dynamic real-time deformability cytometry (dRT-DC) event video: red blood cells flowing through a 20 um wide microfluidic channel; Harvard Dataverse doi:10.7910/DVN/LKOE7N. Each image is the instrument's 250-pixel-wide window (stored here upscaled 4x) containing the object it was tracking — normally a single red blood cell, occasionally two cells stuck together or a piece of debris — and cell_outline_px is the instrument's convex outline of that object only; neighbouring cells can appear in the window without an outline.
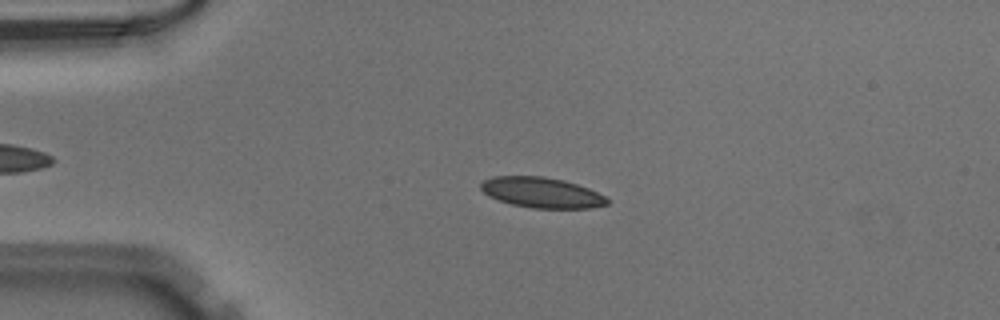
{"species": "Egyptian fruit bat (a non-hibernating species)", "species_latin": "Rousettus aegyptiacus", "temperature_condition": "warm", "stored_images_in_passage": 50, "camera_frame_rate_fps": 3000, "um_per_image_px": 0.085, "animal": {"sex": "male"}, "frame": {"image": 1, "passage_image": 11, "time_ms": 3.333, "image_size_px": [1000, 320], "cell_outline_px": [[608, 204], [588, 208], [532, 208], [512, 204], [488, 196], [480, 188], [480, 184], [484, 180], [492, 176], [544, 176], [564, 180], [588, 188], [604, 196], [608, 200]], "centroid_in_image_um": [46.01, 16.36], "position_along_channel_um": 39.0, "area_um2": 22.25}}
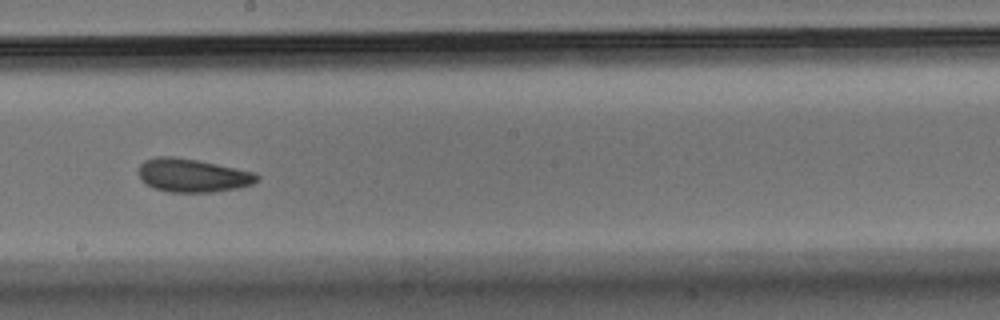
{"frame": {"image": 2, "passage_image": 28, "time_ms": 9.0, "image_size_px": [1000, 320], "cell_outline_px": [[260, 176], [252, 184], [236, 188], [212, 192], [168, 192], [156, 188], [148, 184], [140, 176], [140, 164], [144, 160], [156, 156], [172, 156], [196, 160], [256, 172]], "centroid_in_image_um": [16.39, 14.9], "position_along_channel_um": 231.8, "area_um2": 22.72}}
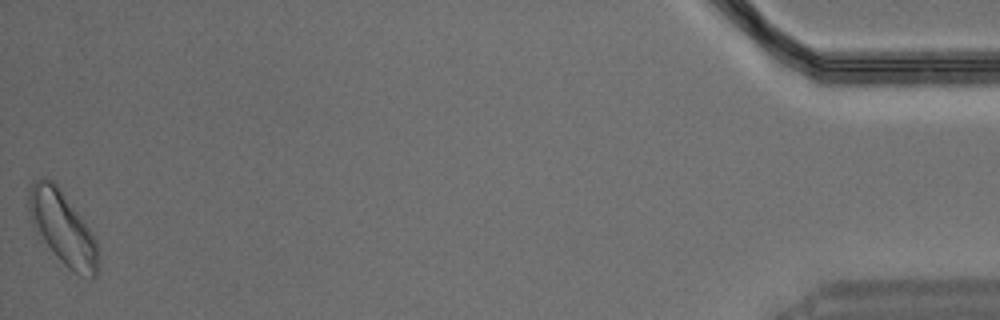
{"frame": {"image": 3, "passage_image": 50, "time_ms": 16.333, "image_size_px": [1000, 320], "cell_outline_px": [[100, 248], [96, 276], [92, 280], [80, 276], [72, 272], [60, 260], [44, 240], [32, 224], [28, 208], [28, 188], [32, 180], [44, 176], [52, 180], [56, 184], [80, 216], [96, 240]], "centroid_in_image_um": [5.33, 19.38], "position_along_channel_um": 429.9, "area_um2": 29.48}}